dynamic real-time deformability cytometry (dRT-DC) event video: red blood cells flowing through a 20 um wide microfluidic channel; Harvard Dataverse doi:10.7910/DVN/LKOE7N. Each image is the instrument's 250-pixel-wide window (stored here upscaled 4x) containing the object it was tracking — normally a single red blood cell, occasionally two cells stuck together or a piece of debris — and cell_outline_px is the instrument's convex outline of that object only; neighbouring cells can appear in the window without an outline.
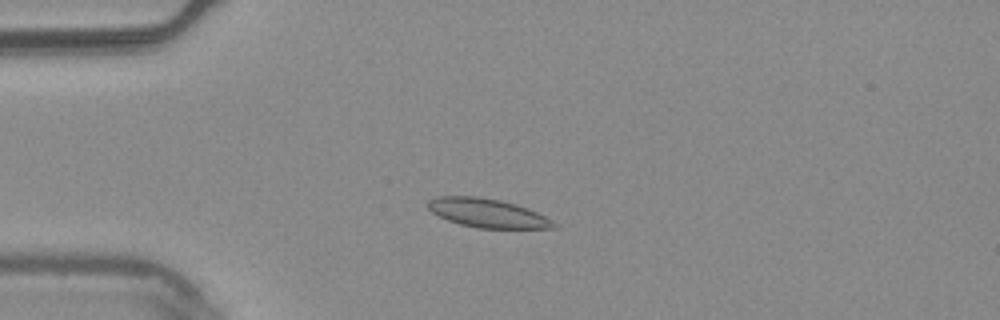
{"species": "common noctule bat (a hibernating species)", "species_latin": "Nyctalus noctula", "temperature_condition": "warm", "stored_images_in_passage": 7, "camera_frame_rate_fps": 3000, "um_per_image_px": 0.085, "animal": {"sex": "male", "body_mass_g": 20.4}, "frame": {"image": 1, "passage_image": 4, "time_ms": 1.0, "image_size_px": [1000, 320], "cell_outline_px": [[556, 228], [480, 228], [460, 224], [448, 220], [432, 212], [424, 204], [428, 200], [440, 196], [476, 196], [500, 200], [516, 204], [528, 208], [552, 220], [556, 224]], "centroid_in_image_um": [41.4, 18.1], "position_along_channel_um": 43.6, "area_um2": 21.04}}
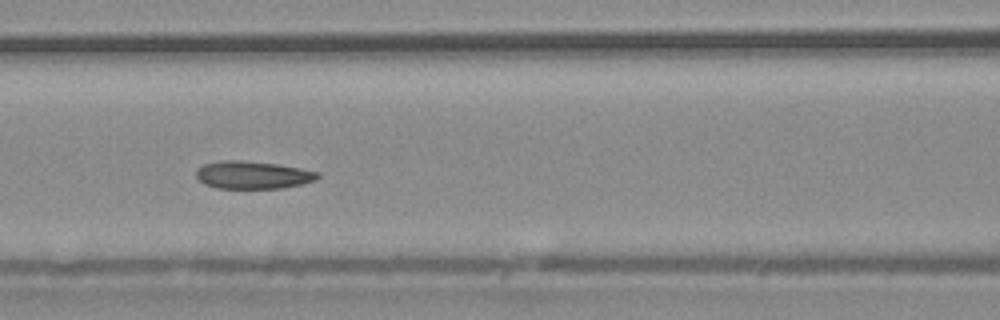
{"frame": {"image": 2, "passage_image": 7, "time_ms": 2.0, "image_size_px": [1000, 320], "cell_outline_px": [[320, 176], [316, 180], [284, 188], [216, 188], [204, 184], [196, 176], [196, 168], [204, 164], [220, 160], [240, 160], [276, 164], [300, 168], [320, 172]], "centroid_in_image_um": [21.47, 14.87], "position_along_channel_um": 145.1, "area_um2": 19.65}}